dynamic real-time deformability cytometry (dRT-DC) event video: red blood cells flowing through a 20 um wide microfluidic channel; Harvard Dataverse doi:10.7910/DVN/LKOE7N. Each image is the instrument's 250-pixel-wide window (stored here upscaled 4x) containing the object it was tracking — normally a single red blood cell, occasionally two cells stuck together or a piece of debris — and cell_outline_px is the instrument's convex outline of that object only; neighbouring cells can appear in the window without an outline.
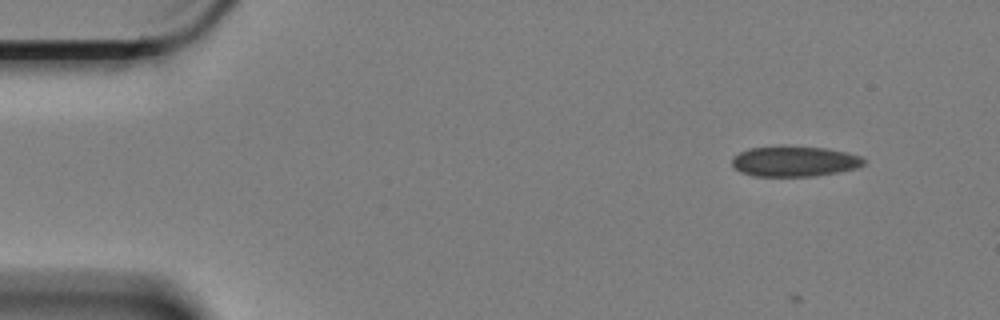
{"species": "Egyptian fruit bat (a non-hibernating species)", "species_latin": "Rousettus aegyptiacus", "temperature_condition": "cold", "stored_images_in_passage": 6, "camera_frame_rate_fps": 3000, "um_per_image_px": 0.085, "animal": {"sex": "female"}, "frame": {"image": 1, "passage_image": 1, "time_ms": 0.0, "image_size_px": [1000, 320], "cell_outline_px": [[864, 164], [860, 168], [840, 172], [816, 176], [752, 176], [740, 172], [732, 164], [732, 156], [748, 148], [828, 148], [860, 156], [864, 160]], "centroid_in_image_um": [67.55, 13.75], "position_along_channel_um": 17.5, "area_um2": 22.89}}